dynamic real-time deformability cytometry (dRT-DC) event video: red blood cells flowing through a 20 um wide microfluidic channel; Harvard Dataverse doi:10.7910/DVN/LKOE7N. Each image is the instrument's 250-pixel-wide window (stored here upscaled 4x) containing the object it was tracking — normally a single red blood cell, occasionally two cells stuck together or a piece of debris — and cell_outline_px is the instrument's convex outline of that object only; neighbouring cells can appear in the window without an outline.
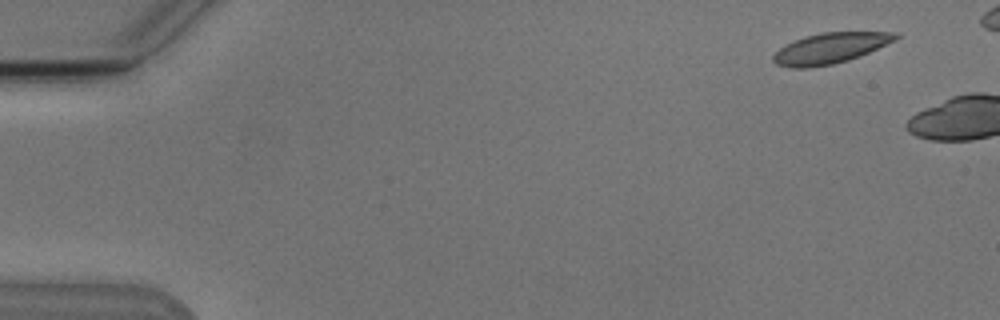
{"species": "Egyptian fruit bat (a non-hibernating species)", "species_latin": "Rousettus aegyptiacus", "temperature_condition": "cold", "stored_images_in_passage": 2, "camera_frame_rate_fps": 3000, "um_per_image_px": 0.085, "animal": {"sex": "male"}, "frame": {"image": 1, "passage_image": 1, "time_ms": 0.0, "image_size_px": [1000, 320], "cell_outline_px": [[900, 36], [896, 40], [868, 52], [848, 60], [832, 64], [808, 68], [792, 68], [776, 64], [772, 60], [772, 56], [780, 48], [804, 36], [820, 32], [900, 32]], "centroid_in_image_um": [70.57, 4.09], "position_along_channel_um": 14.4, "area_um2": 21.68}}